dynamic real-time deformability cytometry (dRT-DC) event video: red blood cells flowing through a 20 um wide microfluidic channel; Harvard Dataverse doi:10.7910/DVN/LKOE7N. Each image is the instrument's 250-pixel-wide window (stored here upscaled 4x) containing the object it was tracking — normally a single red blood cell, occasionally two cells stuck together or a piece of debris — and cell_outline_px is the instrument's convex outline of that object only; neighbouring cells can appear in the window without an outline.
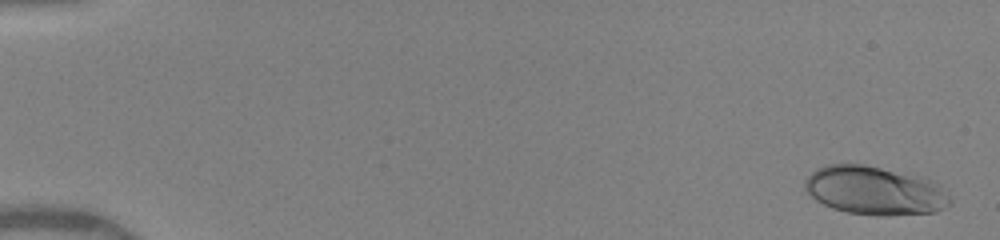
{"species": "human", "species_latin": "Homo sapiens", "temperature_condition": "warm", "stored_images_in_passage": 45, "camera_frame_rate_fps": 3000, "um_per_image_px": 0.085, "donor": {"sex": "female"}, "frame": {"image": 1, "passage_image": 2, "time_ms": 0.333, "image_size_px": [1000, 240], "cell_outline_px": [[952, 204], [936, 212], [888, 216], [880, 216], [848, 212], [832, 208], [816, 200], [804, 188], [804, 180], [816, 168], [824, 164], [864, 164], [924, 176], [940, 184], [952, 200]], "centroid_in_image_um": [74.39, 16.19], "position_along_channel_um": 10.6, "area_um2": 41.67}}
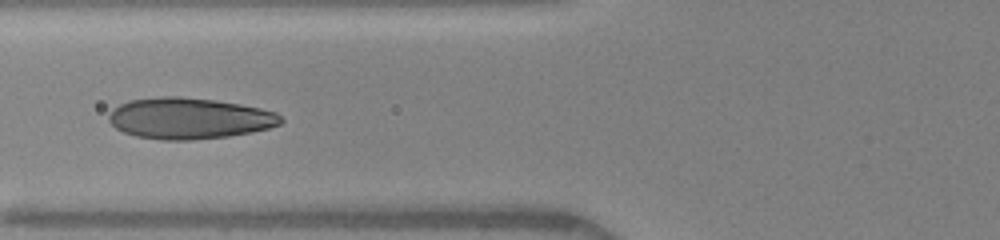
{"frame": {"image": 2, "passage_image": 21, "time_ms": 6.667, "image_size_px": [1000, 240], "cell_outline_px": [[284, 120], [280, 124], [268, 128], [252, 132], [228, 136], [192, 140], [160, 140], [136, 136], [124, 132], [116, 128], [108, 120], [108, 116], [112, 108], [128, 100], [164, 96], [180, 96], [216, 100], [240, 104], [260, 108], [276, 112]], "centroid_in_image_um": [16.07, 10.05], "position_along_channel_um": 109.7, "area_um2": 41.44}}
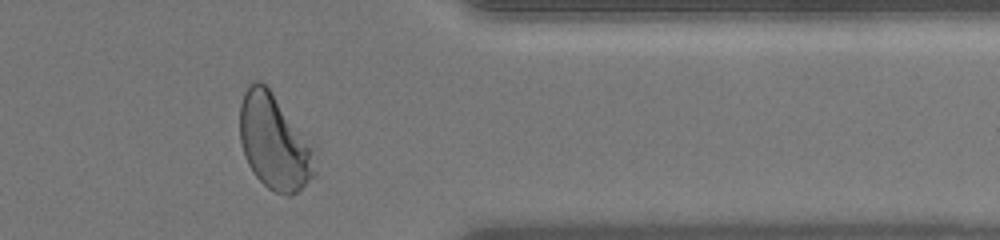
{"frame": {"image": 3, "passage_image": 42, "time_ms": 13.667, "image_size_px": [1000, 240], "cell_outline_px": [[316, 176], [296, 192], [288, 196], [276, 192], [268, 188], [252, 172], [244, 156], [240, 140], [240, 104], [244, 92], [252, 80], [260, 80], [272, 92], [316, 144]], "centroid_in_image_um": [23.37, 12.06], "position_along_channel_um": 388.0, "area_um2": 42.77}, "authors_computed_cell_mechanics": {"area_um2": 39.7086, "velocity_mm_per_s": 4.1043, "shape_relaxation_time_tau1_ms": 3.6824, "shape_relaxation_time_tau2_ms": null, "deformation_change_tau1": 0.1827, "deformation_change_tau2": null}}